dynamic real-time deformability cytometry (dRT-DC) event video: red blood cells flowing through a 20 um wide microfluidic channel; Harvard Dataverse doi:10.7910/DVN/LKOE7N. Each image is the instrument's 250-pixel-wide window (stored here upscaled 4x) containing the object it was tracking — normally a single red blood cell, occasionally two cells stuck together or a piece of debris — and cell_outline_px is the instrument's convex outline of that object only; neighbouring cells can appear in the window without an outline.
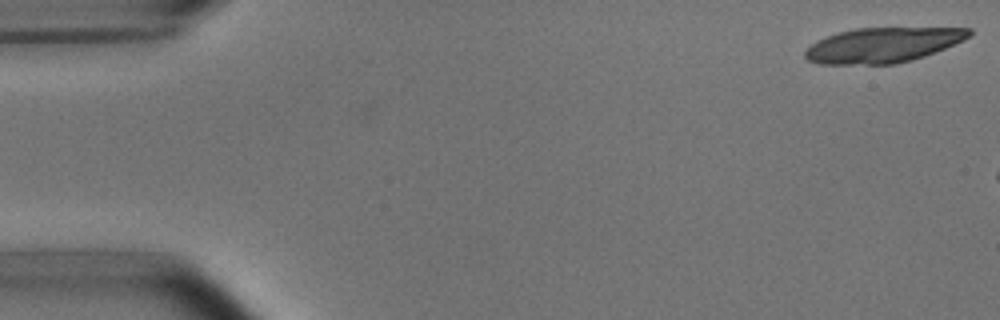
{"species": "common noctule bat (a hibernating species)", "species_latin": "Nyctalus noctula", "temperature_condition": "room temperature", "stored_images_in_passage": 2, "camera_frame_rate_fps": 3000, "um_per_image_px": 0.085, "animal": {"sex": "male", "body_mass_g": 15.6}, "frame": {"image": 1, "passage_image": 2, "time_ms": 0.333, "image_size_px": [1000, 320], "cell_outline_px": [[972, 36], [964, 40], [924, 56], [892, 64], [820, 64], [808, 60], [804, 56], [804, 52], [816, 40], [840, 32], [856, 28], [972, 28]], "centroid_in_image_um": [75.04, 3.82], "position_along_channel_um": 10.0, "area_um2": 33.12}}